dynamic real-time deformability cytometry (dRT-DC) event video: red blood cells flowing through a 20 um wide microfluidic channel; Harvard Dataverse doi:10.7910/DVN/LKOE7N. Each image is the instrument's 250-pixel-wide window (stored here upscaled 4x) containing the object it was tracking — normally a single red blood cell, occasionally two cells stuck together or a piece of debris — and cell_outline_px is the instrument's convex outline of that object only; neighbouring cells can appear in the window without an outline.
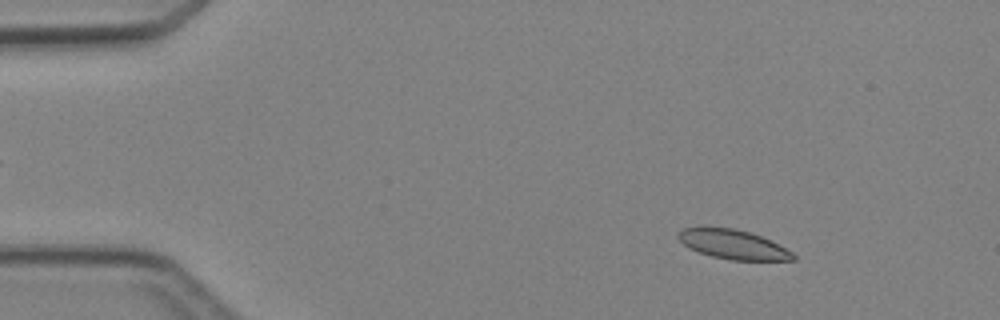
{"species": "Egyptian fruit bat (a non-hibernating species)", "species_latin": "Rousettus aegyptiacus", "temperature_condition": "cold", "stored_images_in_passage": 5, "camera_frame_rate_fps": 3000, "um_per_image_px": 0.085, "animal": {"sex": "female"}, "frame": {"image": 1, "passage_image": 2, "time_ms": 1.333, "image_size_px": [1000, 320], "cell_outline_px": [[796, 260], [732, 260], [712, 256], [688, 248], [676, 236], [684, 228], [732, 228], [748, 232], [760, 236], [792, 252], [796, 256]], "centroid_in_image_um": [62.31, 20.79], "position_along_channel_um": 22.7, "area_um2": 19.07}}